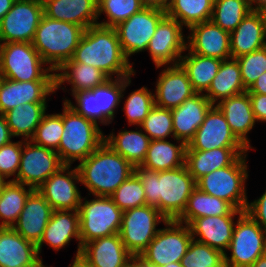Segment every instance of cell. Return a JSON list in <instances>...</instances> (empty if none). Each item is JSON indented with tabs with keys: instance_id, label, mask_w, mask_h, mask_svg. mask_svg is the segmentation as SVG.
<instances>
[{
	"instance_id": "obj_53",
	"label": "cell",
	"mask_w": 266,
	"mask_h": 267,
	"mask_svg": "<svg viewBox=\"0 0 266 267\" xmlns=\"http://www.w3.org/2000/svg\"><path fill=\"white\" fill-rule=\"evenodd\" d=\"M249 94L266 95V72L257 78L255 83L247 90Z\"/></svg>"
},
{
	"instance_id": "obj_27",
	"label": "cell",
	"mask_w": 266,
	"mask_h": 267,
	"mask_svg": "<svg viewBox=\"0 0 266 267\" xmlns=\"http://www.w3.org/2000/svg\"><path fill=\"white\" fill-rule=\"evenodd\" d=\"M52 213L53 208L38 190L34 189L27 197L24 208L12 228L23 238L37 245Z\"/></svg>"
},
{
	"instance_id": "obj_29",
	"label": "cell",
	"mask_w": 266,
	"mask_h": 267,
	"mask_svg": "<svg viewBox=\"0 0 266 267\" xmlns=\"http://www.w3.org/2000/svg\"><path fill=\"white\" fill-rule=\"evenodd\" d=\"M235 216L241 215L209 216L195 219L189 225L193 239L226 254L233 236Z\"/></svg>"
},
{
	"instance_id": "obj_31",
	"label": "cell",
	"mask_w": 266,
	"mask_h": 267,
	"mask_svg": "<svg viewBox=\"0 0 266 267\" xmlns=\"http://www.w3.org/2000/svg\"><path fill=\"white\" fill-rule=\"evenodd\" d=\"M247 152L246 147H220L206 151L186 150L185 165L197 181L217 169L232 165Z\"/></svg>"
},
{
	"instance_id": "obj_36",
	"label": "cell",
	"mask_w": 266,
	"mask_h": 267,
	"mask_svg": "<svg viewBox=\"0 0 266 267\" xmlns=\"http://www.w3.org/2000/svg\"><path fill=\"white\" fill-rule=\"evenodd\" d=\"M115 135H104V142L116 153L129 161L134 167L144 162L151 139L142 131L124 129ZM107 136V137H106Z\"/></svg>"
},
{
	"instance_id": "obj_23",
	"label": "cell",
	"mask_w": 266,
	"mask_h": 267,
	"mask_svg": "<svg viewBox=\"0 0 266 267\" xmlns=\"http://www.w3.org/2000/svg\"><path fill=\"white\" fill-rule=\"evenodd\" d=\"M42 260L36 244L12 227H0V267H48Z\"/></svg>"
},
{
	"instance_id": "obj_34",
	"label": "cell",
	"mask_w": 266,
	"mask_h": 267,
	"mask_svg": "<svg viewBox=\"0 0 266 267\" xmlns=\"http://www.w3.org/2000/svg\"><path fill=\"white\" fill-rule=\"evenodd\" d=\"M237 59L222 60L217 75L212 80L205 97L216 105L222 99L246 92Z\"/></svg>"
},
{
	"instance_id": "obj_41",
	"label": "cell",
	"mask_w": 266,
	"mask_h": 267,
	"mask_svg": "<svg viewBox=\"0 0 266 267\" xmlns=\"http://www.w3.org/2000/svg\"><path fill=\"white\" fill-rule=\"evenodd\" d=\"M251 10L250 0H214L211 21L231 33Z\"/></svg>"
},
{
	"instance_id": "obj_6",
	"label": "cell",
	"mask_w": 266,
	"mask_h": 267,
	"mask_svg": "<svg viewBox=\"0 0 266 267\" xmlns=\"http://www.w3.org/2000/svg\"><path fill=\"white\" fill-rule=\"evenodd\" d=\"M130 83L131 77L110 78L92 90L74 92L72 96L75 98L76 106L67 98L64 102L76 113L96 124L108 125L114 120L115 111Z\"/></svg>"
},
{
	"instance_id": "obj_2",
	"label": "cell",
	"mask_w": 266,
	"mask_h": 267,
	"mask_svg": "<svg viewBox=\"0 0 266 267\" xmlns=\"http://www.w3.org/2000/svg\"><path fill=\"white\" fill-rule=\"evenodd\" d=\"M71 60L93 66L109 78L131 77L136 72L122 52L115 27L99 24L85 29Z\"/></svg>"
},
{
	"instance_id": "obj_38",
	"label": "cell",
	"mask_w": 266,
	"mask_h": 267,
	"mask_svg": "<svg viewBox=\"0 0 266 267\" xmlns=\"http://www.w3.org/2000/svg\"><path fill=\"white\" fill-rule=\"evenodd\" d=\"M47 111V103H25L10 109L4 116L13 137L30 140ZM24 137V138H23Z\"/></svg>"
},
{
	"instance_id": "obj_25",
	"label": "cell",
	"mask_w": 266,
	"mask_h": 267,
	"mask_svg": "<svg viewBox=\"0 0 266 267\" xmlns=\"http://www.w3.org/2000/svg\"><path fill=\"white\" fill-rule=\"evenodd\" d=\"M78 240L77 253L75 260L79 259L81 252L79 212L78 210H53L51 218L44 230L43 236L37 246L38 254L41 253L42 245L48 244L49 247L58 251L62 247L69 245L71 239Z\"/></svg>"
},
{
	"instance_id": "obj_43",
	"label": "cell",
	"mask_w": 266,
	"mask_h": 267,
	"mask_svg": "<svg viewBox=\"0 0 266 267\" xmlns=\"http://www.w3.org/2000/svg\"><path fill=\"white\" fill-rule=\"evenodd\" d=\"M62 133L63 112L59 114L45 113L30 140L37 145L55 150L58 153Z\"/></svg>"
},
{
	"instance_id": "obj_17",
	"label": "cell",
	"mask_w": 266,
	"mask_h": 267,
	"mask_svg": "<svg viewBox=\"0 0 266 267\" xmlns=\"http://www.w3.org/2000/svg\"><path fill=\"white\" fill-rule=\"evenodd\" d=\"M71 166H62L37 188L53 210H78L80 207L83 197L76 185L80 176L77 167L70 169Z\"/></svg>"
},
{
	"instance_id": "obj_47",
	"label": "cell",
	"mask_w": 266,
	"mask_h": 267,
	"mask_svg": "<svg viewBox=\"0 0 266 267\" xmlns=\"http://www.w3.org/2000/svg\"><path fill=\"white\" fill-rule=\"evenodd\" d=\"M223 261L221 251L192 239L180 263L182 267H217Z\"/></svg>"
},
{
	"instance_id": "obj_1",
	"label": "cell",
	"mask_w": 266,
	"mask_h": 267,
	"mask_svg": "<svg viewBox=\"0 0 266 267\" xmlns=\"http://www.w3.org/2000/svg\"><path fill=\"white\" fill-rule=\"evenodd\" d=\"M134 172L143 184L146 204L157 208L167 220H177L196 188L187 166L159 172L136 166Z\"/></svg>"
},
{
	"instance_id": "obj_19",
	"label": "cell",
	"mask_w": 266,
	"mask_h": 267,
	"mask_svg": "<svg viewBox=\"0 0 266 267\" xmlns=\"http://www.w3.org/2000/svg\"><path fill=\"white\" fill-rule=\"evenodd\" d=\"M186 47L195 54L227 60L231 58L230 33L211 20L189 28Z\"/></svg>"
},
{
	"instance_id": "obj_22",
	"label": "cell",
	"mask_w": 266,
	"mask_h": 267,
	"mask_svg": "<svg viewBox=\"0 0 266 267\" xmlns=\"http://www.w3.org/2000/svg\"><path fill=\"white\" fill-rule=\"evenodd\" d=\"M156 81L154 93L155 105L174 109L180 106L186 99L191 98L196 92L185 70L180 64L165 66Z\"/></svg>"
},
{
	"instance_id": "obj_44",
	"label": "cell",
	"mask_w": 266,
	"mask_h": 267,
	"mask_svg": "<svg viewBox=\"0 0 266 267\" xmlns=\"http://www.w3.org/2000/svg\"><path fill=\"white\" fill-rule=\"evenodd\" d=\"M154 105V93L144 86L129 94L122 110L125 111L130 126H140Z\"/></svg>"
},
{
	"instance_id": "obj_4",
	"label": "cell",
	"mask_w": 266,
	"mask_h": 267,
	"mask_svg": "<svg viewBox=\"0 0 266 267\" xmlns=\"http://www.w3.org/2000/svg\"><path fill=\"white\" fill-rule=\"evenodd\" d=\"M85 29L77 24L42 16L32 45L46 64L57 71L71 60Z\"/></svg>"
},
{
	"instance_id": "obj_51",
	"label": "cell",
	"mask_w": 266,
	"mask_h": 267,
	"mask_svg": "<svg viewBox=\"0 0 266 267\" xmlns=\"http://www.w3.org/2000/svg\"><path fill=\"white\" fill-rule=\"evenodd\" d=\"M251 108L258 122H266V95L249 94Z\"/></svg>"
},
{
	"instance_id": "obj_5",
	"label": "cell",
	"mask_w": 266,
	"mask_h": 267,
	"mask_svg": "<svg viewBox=\"0 0 266 267\" xmlns=\"http://www.w3.org/2000/svg\"><path fill=\"white\" fill-rule=\"evenodd\" d=\"M63 133L58 154L64 165L85 160L103 142L104 134L95 122L76 113L63 102Z\"/></svg>"
},
{
	"instance_id": "obj_33",
	"label": "cell",
	"mask_w": 266,
	"mask_h": 267,
	"mask_svg": "<svg viewBox=\"0 0 266 267\" xmlns=\"http://www.w3.org/2000/svg\"><path fill=\"white\" fill-rule=\"evenodd\" d=\"M59 71L60 73H55L56 91L67 82L71 85L72 94L92 90L110 79L99 69L72 60L65 62L56 72Z\"/></svg>"
},
{
	"instance_id": "obj_12",
	"label": "cell",
	"mask_w": 266,
	"mask_h": 267,
	"mask_svg": "<svg viewBox=\"0 0 266 267\" xmlns=\"http://www.w3.org/2000/svg\"><path fill=\"white\" fill-rule=\"evenodd\" d=\"M231 256L224 260L231 267H250L266 253V232L246 212L237 216L233 236L228 249Z\"/></svg>"
},
{
	"instance_id": "obj_18",
	"label": "cell",
	"mask_w": 266,
	"mask_h": 267,
	"mask_svg": "<svg viewBox=\"0 0 266 267\" xmlns=\"http://www.w3.org/2000/svg\"><path fill=\"white\" fill-rule=\"evenodd\" d=\"M220 147H245L233 134L220 109L213 105L186 150H212Z\"/></svg>"
},
{
	"instance_id": "obj_7",
	"label": "cell",
	"mask_w": 266,
	"mask_h": 267,
	"mask_svg": "<svg viewBox=\"0 0 266 267\" xmlns=\"http://www.w3.org/2000/svg\"><path fill=\"white\" fill-rule=\"evenodd\" d=\"M36 51L32 43H0V74L18 82L55 81V73Z\"/></svg>"
},
{
	"instance_id": "obj_49",
	"label": "cell",
	"mask_w": 266,
	"mask_h": 267,
	"mask_svg": "<svg viewBox=\"0 0 266 267\" xmlns=\"http://www.w3.org/2000/svg\"><path fill=\"white\" fill-rule=\"evenodd\" d=\"M23 140L3 145L0 147V175L5 179L10 176L15 178L20 167Z\"/></svg>"
},
{
	"instance_id": "obj_61",
	"label": "cell",
	"mask_w": 266,
	"mask_h": 267,
	"mask_svg": "<svg viewBox=\"0 0 266 267\" xmlns=\"http://www.w3.org/2000/svg\"><path fill=\"white\" fill-rule=\"evenodd\" d=\"M163 267H182V265L180 262H173V263H169L168 265L163 266Z\"/></svg>"
},
{
	"instance_id": "obj_55",
	"label": "cell",
	"mask_w": 266,
	"mask_h": 267,
	"mask_svg": "<svg viewBox=\"0 0 266 267\" xmlns=\"http://www.w3.org/2000/svg\"><path fill=\"white\" fill-rule=\"evenodd\" d=\"M15 0H0V22L5 14L12 8Z\"/></svg>"
},
{
	"instance_id": "obj_8",
	"label": "cell",
	"mask_w": 266,
	"mask_h": 267,
	"mask_svg": "<svg viewBox=\"0 0 266 267\" xmlns=\"http://www.w3.org/2000/svg\"><path fill=\"white\" fill-rule=\"evenodd\" d=\"M247 153L232 165L217 169L196 181V187L211 196L229 202L235 209L245 211L248 196L245 182L248 178Z\"/></svg>"
},
{
	"instance_id": "obj_58",
	"label": "cell",
	"mask_w": 266,
	"mask_h": 267,
	"mask_svg": "<svg viewBox=\"0 0 266 267\" xmlns=\"http://www.w3.org/2000/svg\"><path fill=\"white\" fill-rule=\"evenodd\" d=\"M68 267H87L80 259H74Z\"/></svg>"
},
{
	"instance_id": "obj_11",
	"label": "cell",
	"mask_w": 266,
	"mask_h": 267,
	"mask_svg": "<svg viewBox=\"0 0 266 267\" xmlns=\"http://www.w3.org/2000/svg\"><path fill=\"white\" fill-rule=\"evenodd\" d=\"M166 221L157 208L147 204L123 211L119 234L127 251L139 257L159 231L157 225Z\"/></svg>"
},
{
	"instance_id": "obj_57",
	"label": "cell",
	"mask_w": 266,
	"mask_h": 267,
	"mask_svg": "<svg viewBox=\"0 0 266 267\" xmlns=\"http://www.w3.org/2000/svg\"><path fill=\"white\" fill-rule=\"evenodd\" d=\"M250 267H266V253L261 255Z\"/></svg>"
},
{
	"instance_id": "obj_28",
	"label": "cell",
	"mask_w": 266,
	"mask_h": 267,
	"mask_svg": "<svg viewBox=\"0 0 266 267\" xmlns=\"http://www.w3.org/2000/svg\"><path fill=\"white\" fill-rule=\"evenodd\" d=\"M44 15L87 29L98 23V0H42Z\"/></svg>"
},
{
	"instance_id": "obj_30",
	"label": "cell",
	"mask_w": 266,
	"mask_h": 267,
	"mask_svg": "<svg viewBox=\"0 0 266 267\" xmlns=\"http://www.w3.org/2000/svg\"><path fill=\"white\" fill-rule=\"evenodd\" d=\"M216 106L223 113L231 131L236 138L249 150L250 139L247 134L257 122L251 108L249 93H244L222 99Z\"/></svg>"
},
{
	"instance_id": "obj_9",
	"label": "cell",
	"mask_w": 266,
	"mask_h": 267,
	"mask_svg": "<svg viewBox=\"0 0 266 267\" xmlns=\"http://www.w3.org/2000/svg\"><path fill=\"white\" fill-rule=\"evenodd\" d=\"M78 212L81 247L94 239L120 232L123 211L111 197L95 196L92 200L84 198Z\"/></svg>"
},
{
	"instance_id": "obj_26",
	"label": "cell",
	"mask_w": 266,
	"mask_h": 267,
	"mask_svg": "<svg viewBox=\"0 0 266 267\" xmlns=\"http://www.w3.org/2000/svg\"><path fill=\"white\" fill-rule=\"evenodd\" d=\"M213 104L203 93H196L171 110L174 140L186 144L194 137Z\"/></svg>"
},
{
	"instance_id": "obj_63",
	"label": "cell",
	"mask_w": 266,
	"mask_h": 267,
	"mask_svg": "<svg viewBox=\"0 0 266 267\" xmlns=\"http://www.w3.org/2000/svg\"><path fill=\"white\" fill-rule=\"evenodd\" d=\"M139 266H140V267H153V266L147 265L146 263H144V262L141 261L140 259H139Z\"/></svg>"
},
{
	"instance_id": "obj_48",
	"label": "cell",
	"mask_w": 266,
	"mask_h": 267,
	"mask_svg": "<svg viewBox=\"0 0 266 267\" xmlns=\"http://www.w3.org/2000/svg\"><path fill=\"white\" fill-rule=\"evenodd\" d=\"M244 87L248 90L266 72V46L236 58Z\"/></svg>"
},
{
	"instance_id": "obj_3",
	"label": "cell",
	"mask_w": 266,
	"mask_h": 267,
	"mask_svg": "<svg viewBox=\"0 0 266 267\" xmlns=\"http://www.w3.org/2000/svg\"><path fill=\"white\" fill-rule=\"evenodd\" d=\"M76 167L80 183L93 196L110 197L134 172V166L105 142Z\"/></svg>"
},
{
	"instance_id": "obj_46",
	"label": "cell",
	"mask_w": 266,
	"mask_h": 267,
	"mask_svg": "<svg viewBox=\"0 0 266 267\" xmlns=\"http://www.w3.org/2000/svg\"><path fill=\"white\" fill-rule=\"evenodd\" d=\"M139 127H142L144 133L151 140L166 139L170 136L174 138L170 109L154 105Z\"/></svg>"
},
{
	"instance_id": "obj_20",
	"label": "cell",
	"mask_w": 266,
	"mask_h": 267,
	"mask_svg": "<svg viewBox=\"0 0 266 267\" xmlns=\"http://www.w3.org/2000/svg\"><path fill=\"white\" fill-rule=\"evenodd\" d=\"M79 259L87 267H125L134 257L127 251L118 233L84 244Z\"/></svg>"
},
{
	"instance_id": "obj_14",
	"label": "cell",
	"mask_w": 266,
	"mask_h": 267,
	"mask_svg": "<svg viewBox=\"0 0 266 267\" xmlns=\"http://www.w3.org/2000/svg\"><path fill=\"white\" fill-rule=\"evenodd\" d=\"M62 166L64 164L55 150L23 140L19 171L11 181L37 189Z\"/></svg>"
},
{
	"instance_id": "obj_35",
	"label": "cell",
	"mask_w": 266,
	"mask_h": 267,
	"mask_svg": "<svg viewBox=\"0 0 266 267\" xmlns=\"http://www.w3.org/2000/svg\"><path fill=\"white\" fill-rule=\"evenodd\" d=\"M186 148L187 144L185 142L175 145V143L173 144L166 139L151 140L141 167L159 172L184 166Z\"/></svg>"
},
{
	"instance_id": "obj_40",
	"label": "cell",
	"mask_w": 266,
	"mask_h": 267,
	"mask_svg": "<svg viewBox=\"0 0 266 267\" xmlns=\"http://www.w3.org/2000/svg\"><path fill=\"white\" fill-rule=\"evenodd\" d=\"M214 0H170L166 15L188 29L211 20Z\"/></svg>"
},
{
	"instance_id": "obj_52",
	"label": "cell",
	"mask_w": 266,
	"mask_h": 267,
	"mask_svg": "<svg viewBox=\"0 0 266 267\" xmlns=\"http://www.w3.org/2000/svg\"><path fill=\"white\" fill-rule=\"evenodd\" d=\"M13 138V135L7 125L4 114L0 113V147L9 144Z\"/></svg>"
},
{
	"instance_id": "obj_24",
	"label": "cell",
	"mask_w": 266,
	"mask_h": 267,
	"mask_svg": "<svg viewBox=\"0 0 266 267\" xmlns=\"http://www.w3.org/2000/svg\"><path fill=\"white\" fill-rule=\"evenodd\" d=\"M266 11L251 10L230 33L231 58H239L266 46Z\"/></svg>"
},
{
	"instance_id": "obj_39",
	"label": "cell",
	"mask_w": 266,
	"mask_h": 267,
	"mask_svg": "<svg viewBox=\"0 0 266 267\" xmlns=\"http://www.w3.org/2000/svg\"><path fill=\"white\" fill-rule=\"evenodd\" d=\"M28 188V189H27ZM11 180L0 192V227H13L24 208L25 202L33 188Z\"/></svg>"
},
{
	"instance_id": "obj_42",
	"label": "cell",
	"mask_w": 266,
	"mask_h": 267,
	"mask_svg": "<svg viewBox=\"0 0 266 267\" xmlns=\"http://www.w3.org/2000/svg\"><path fill=\"white\" fill-rule=\"evenodd\" d=\"M144 6L140 0H98V17L106 14L107 20L97 24L106 27H116L133 14L140 12Z\"/></svg>"
},
{
	"instance_id": "obj_54",
	"label": "cell",
	"mask_w": 266,
	"mask_h": 267,
	"mask_svg": "<svg viewBox=\"0 0 266 267\" xmlns=\"http://www.w3.org/2000/svg\"><path fill=\"white\" fill-rule=\"evenodd\" d=\"M146 8H156L166 11L170 0H140Z\"/></svg>"
},
{
	"instance_id": "obj_62",
	"label": "cell",
	"mask_w": 266,
	"mask_h": 267,
	"mask_svg": "<svg viewBox=\"0 0 266 267\" xmlns=\"http://www.w3.org/2000/svg\"><path fill=\"white\" fill-rule=\"evenodd\" d=\"M217 267H231L225 260L219 264Z\"/></svg>"
},
{
	"instance_id": "obj_21",
	"label": "cell",
	"mask_w": 266,
	"mask_h": 267,
	"mask_svg": "<svg viewBox=\"0 0 266 267\" xmlns=\"http://www.w3.org/2000/svg\"><path fill=\"white\" fill-rule=\"evenodd\" d=\"M56 91L55 81L18 82L1 78L0 80V113L4 114L19 104L47 103L53 92Z\"/></svg>"
},
{
	"instance_id": "obj_56",
	"label": "cell",
	"mask_w": 266,
	"mask_h": 267,
	"mask_svg": "<svg viewBox=\"0 0 266 267\" xmlns=\"http://www.w3.org/2000/svg\"><path fill=\"white\" fill-rule=\"evenodd\" d=\"M250 4H251L252 9L254 10H265L266 11V0H250Z\"/></svg>"
},
{
	"instance_id": "obj_16",
	"label": "cell",
	"mask_w": 266,
	"mask_h": 267,
	"mask_svg": "<svg viewBox=\"0 0 266 267\" xmlns=\"http://www.w3.org/2000/svg\"><path fill=\"white\" fill-rule=\"evenodd\" d=\"M147 50L157 69L163 65L179 64L182 53L187 51L183 26L165 15L157 25Z\"/></svg>"
},
{
	"instance_id": "obj_15",
	"label": "cell",
	"mask_w": 266,
	"mask_h": 267,
	"mask_svg": "<svg viewBox=\"0 0 266 267\" xmlns=\"http://www.w3.org/2000/svg\"><path fill=\"white\" fill-rule=\"evenodd\" d=\"M165 15L164 10L144 7L115 27L122 52L128 61L132 54L147 50L157 25Z\"/></svg>"
},
{
	"instance_id": "obj_50",
	"label": "cell",
	"mask_w": 266,
	"mask_h": 267,
	"mask_svg": "<svg viewBox=\"0 0 266 267\" xmlns=\"http://www.w3.org/2000/svg\"><path fill=\"white\" fill-rule=\"evenodd\" d=\"M245 212L266 232V190L257 200L247 203Z\"/></svg>"
},
{
	"instance_id": "obj_60",
	"label": "cell",
	"mask_w": 266,
	"mask_h": 267,
	"mask_svg": "<svg viewBox=\"0 0 266 267\" xmlns=\"http://www.w3.org/2000/svg\"><path fill=\"white\" fill-rule=\"evenodd\" d=\"M6 179L0 175V192L2 191L3 186L8 182Z\"/></svg>"
},
{
	"instance_id": "obj_45",
	"label": "cell",
	"mask_w": 266,
	"mask_h": 267,
	"mask_svg": "<svg viewBox=\"0 0 266 267\" xmlns=\"http://www.w3.org/2000/svg\"><path fill=\"white\" fill-rule=\"evenodd\" d=\"M110 197L122 211L146 205L143 184L135 172Z\"/></svg>"
},
{
	"instance_id": "obj_37",
	"label": "cell",
	"mask_w": 266,
	"mask_h": 267,
	"mask_svg": "<svg viewBox=\"0 0 266 267\" xmlns=\"http://www.w3.org/2000/svg\"><path fill=\"white\" fill-rule=\"evenodd\" d=\"M186 50L188 54L182 55L179 64L187 73L193 90L204 93L217 75L222 60L192 53L187 47Z\"/></svg>"
},
{
	"instance_id": "obj_59",
	"label": "cell",
	"mask_w": 266,
	"mask_h": 267,
	"mask_svg": "<svg viewBox=\"0 0 266 267\" xmlns=\"http://www.w3.org/2000/svg\"><path fill=\"white\" fill-rule=\"evenodd\" d=\"M125 267H140L139 266V258L134 257L132 261H130Z\"/></svg>"
},
{
	"instance_id": "obj_13",
	"label": "cell",
	"mask_w": 266,
	"mask_h": 267,
	"mask_svg": "<svg viewBox=\"0 0 266 267\" xmlns=\"http://www.w3.org/2000/svg\"><path fill=\"white\" fill-rule=\"evenodd\" d=\"M44 15L42 0H15L0 22V43H32Z\"/></svg>"
},
{
	"instance_id": "obj_32",
	"label": "cell",
	"mask_w": 266,
	"mask_h": 267,
	"mask_svg": "<svg viewBox=\"0 0 266 267\" xmlns=\"http://www.w3.org/2000/svg\"><path fill=\"white\" fill-rule=\"evenodd\" d=\"M245 211L235 209L229 202L200 191H192L186 208L177 221L190 225L195 219L209 216L242 215Z\"/></svg>"
},
{
	"instance_id": "obj_10",
	"label": "cell",
	"mask_w": 266,
	"mask_h": 267,
	"mask_svg": "<svg viewBox=\"0 0 266 267\" xmlns=\"http://www.w3.org/2000/svg\"><path fill=\"white\" fill-rule=\"evenodd\" d=\"M164 225L138 257L147 265L163 267L180 262L193 239L190 227L184 223L167 220Z\"/></svg>"
}]
</instances>
